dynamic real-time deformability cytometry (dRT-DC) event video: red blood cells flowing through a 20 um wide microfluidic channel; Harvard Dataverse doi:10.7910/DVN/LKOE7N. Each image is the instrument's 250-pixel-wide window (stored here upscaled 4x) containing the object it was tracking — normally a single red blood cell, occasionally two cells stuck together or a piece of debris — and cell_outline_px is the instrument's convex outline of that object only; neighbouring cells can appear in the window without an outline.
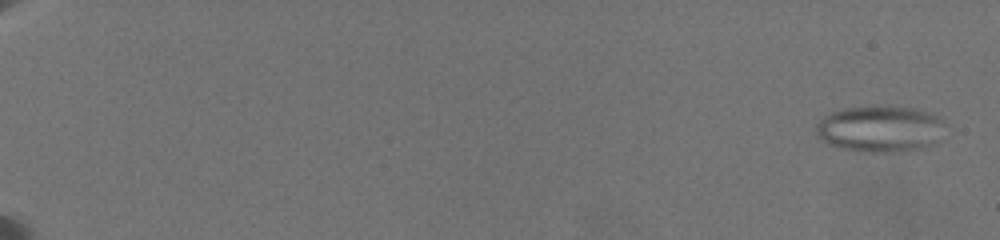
{"species": "common noctule bat (a hibernating species)", "species_latin": "Nyctalus noctula", "temperature_condition": "warm", "stored_images_in_passage": 12, "camera_frame_rate_fps": 3000, "um_per_image_px": 0.085, "animal": {"sex": "female", "body_mass_g": 19.5, "forearm_length_mm": 54.1}, "frame": {"image": 1, "passage_image": 1, "time_ms": 0.0, "image_size_px": [1000, 240], "cell_outline_px": [[948, 124], [936, 144], [924, 148], [892, 152], [868, 152], [840, 148], [828, 144], [820, 140], [816, 132], [816, 124], [824, 116], [832, 112], [844, 108], [876, 104], [888, 104], [916, 108], [936, 116]], "centroid_in_image_um": [74.84, 10.93], "position_along_channel_um": 10.2, "area_um2": 35.84}}
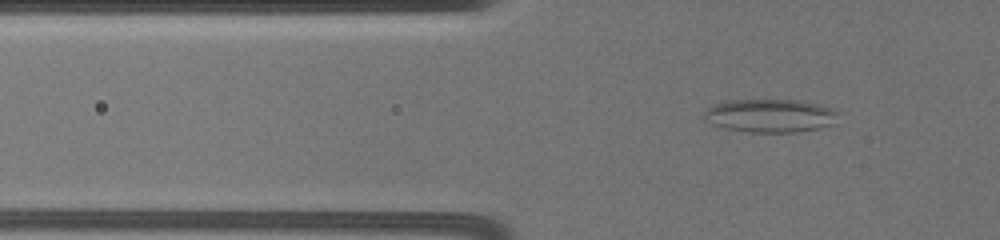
{"frame": {"image": 2, "passage_image": 10, "time_ms": 7.333, "image_size_px": [1000, 240], "cell_outline_px": [[840, 112], [836, 124], [820, 128], [796, 132], [748, 132], [724, 128], [712, 124], [704, 120], [704, 112], [712, 104], [728, 100], [796, 100], [816, 104], [832, 108]], "centroid_in_image_um": [65.48, 9.84], "position_along_channel_um": 60.3, "area_um2": 26.3}}